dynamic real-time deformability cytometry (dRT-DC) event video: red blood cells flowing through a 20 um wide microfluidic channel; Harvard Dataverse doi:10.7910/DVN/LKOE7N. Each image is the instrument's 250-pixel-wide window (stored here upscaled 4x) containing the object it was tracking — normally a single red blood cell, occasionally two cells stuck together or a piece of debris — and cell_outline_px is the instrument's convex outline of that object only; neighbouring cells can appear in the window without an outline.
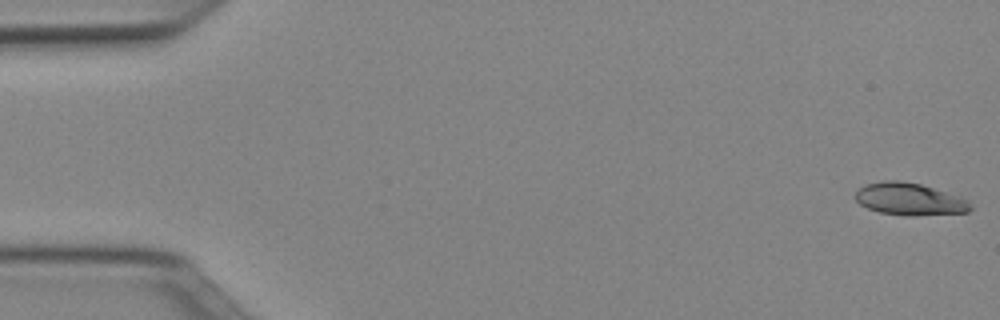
{"species": "Egyptian fruit bat (a non-hibernating species)", "species_latin": "Rousettus aegyptiacus", "temperature_condition": "cold", "stored_images_in_passage": 51, "camera_frame_rate_fps": 3000, "um_per_image_px": 0.085, "animal": {"sex": "female"}, "frame": {"image": 1, "passage_image": 1, "time_ms": 0.0, "image_size_px": [1000, 320], "cell_outline_px": [[972, 208], [968, 212], [912, 216], [908, 216], [880, 212], [868, 208], [860, 204], [856, 200], [856, 192], [860, 188], [868, 184], [884, 180], [900, 180], [920, 184], [960, 196], [968, 200]], "centroid_in_image_um": [77.33, 16.93], "position_along_channel_um": 7.7, "area_um2": 21.5}}
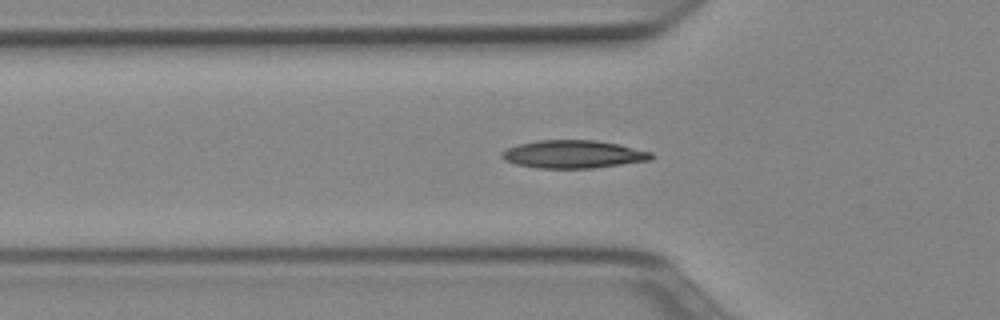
{"frame": {"image": 2, "passage_image": 17, "time_ms": 5.333, "image_size_px": [1000, 320], "cell_outline_px": [[656, 156], [652, 160], [592, 168], [540, 168], [516, 164], [504, 160], [500, 156], [500, 152], [508, 148], [520, 144], [536, 140], [596, 140], [620, 144], [652, 152]], "centroid_in_image_um": [48.76, 13.1], "position_along_channel_um": 77.0, "area_um2": 24.45}}
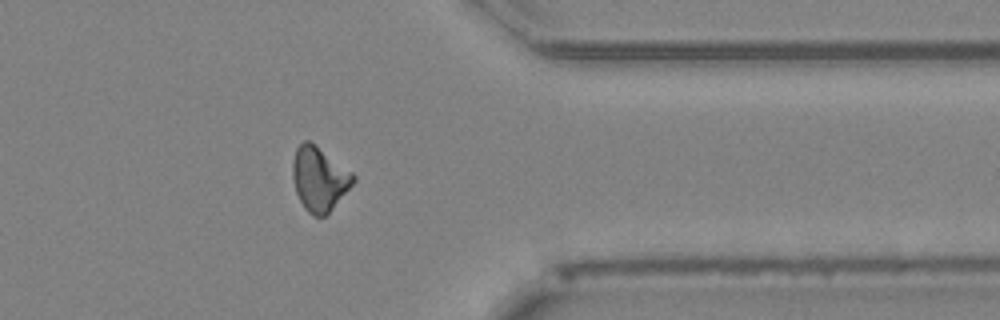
{"frame": {"image": 3, "passage_image": 41, "time_ms": 13.333, "image_size_px": [1000, 320], "cell_outline_px": [[356, 180], [328, 212], [324, 216], [312, 216], [304, 208], [296, 192], [292, 176], [292, 164], [296, 148], [304, 140], [308, 140], [316, 144], [352, 172], [356, 176]], "centroid_in_image_um": [27.12, 15.17], "position_along_channel_um": 384.3, "area_um2": 22.48}, "authors_computed_cell_mechanics": {"area_um2": 22.1374, "velocity_mm_per_s": 3.9847, "shape_relaxation_time_tau1_ms": 8.5373, "shape_relaxation_time_tau2_ms": 5.5643, "deformation_change_tau1": 0.195, "deformation_change_tau2": 0.1353}}